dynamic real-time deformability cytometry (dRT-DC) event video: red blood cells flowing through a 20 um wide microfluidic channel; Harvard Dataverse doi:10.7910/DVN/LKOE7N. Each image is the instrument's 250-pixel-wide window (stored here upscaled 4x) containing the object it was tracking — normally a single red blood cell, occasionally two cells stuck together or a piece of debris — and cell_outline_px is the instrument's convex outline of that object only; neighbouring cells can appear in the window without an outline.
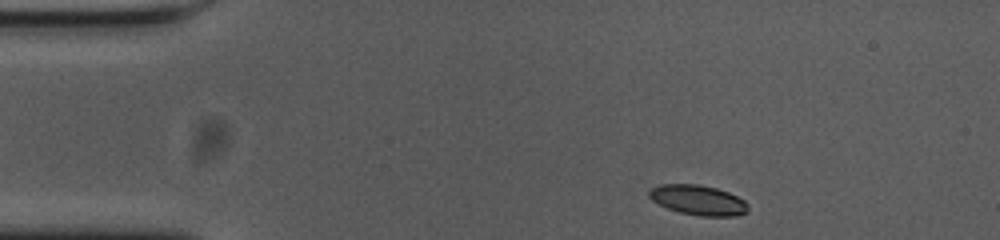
{"species": "common noctule bat (a hibernating species)", "species_latin": "Nyctalus noctula", "temperature_condition": "cold", "stored_images_in_passage": 48, "camera_frame_rate_fps": 3000, "um_per_image_px": 0.085, "animal": {"sex": "female", "body_mass_g": 23.0, "forearm_length_mm": 53.4}, "frame": {"image": 1, "passage_image": 1, "time_ms": 0.0, "image_size_px": [1000, 240], "cell_outline_px": [[748, 212], [736, 216], [700, 216], [680, 212], [668, 208], [652, 200], [648, 196], [648, 192], [652, 188], [660, 184], [696, 184], [716, 188], [728, 192], [744, 200], [748, 204]], "centroid_in_image_um": [59.36, 17.01], "position_along_channel_um": 25.6, "area_um2": 17.22}}
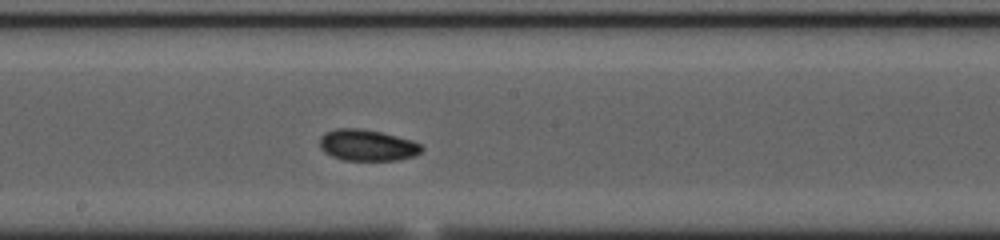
{"frame": {"image": 2, "passage_image": 22, "time_ms": 7.0, "image_size_px": [1000, 240], "cell_outline_px": [[424, 148], [416, 156], [396, 160], [344, 160], [332, 156], [324, 152], [320, 148], [320, 136], [324, 132], [336, 128], [360, 128], [380, 132], [412, 140], [420, 144]], "centroid_in_image_um": [31.2, 12.34], "position_along_channel_um": 217.0, "area_um2": 18.67}}
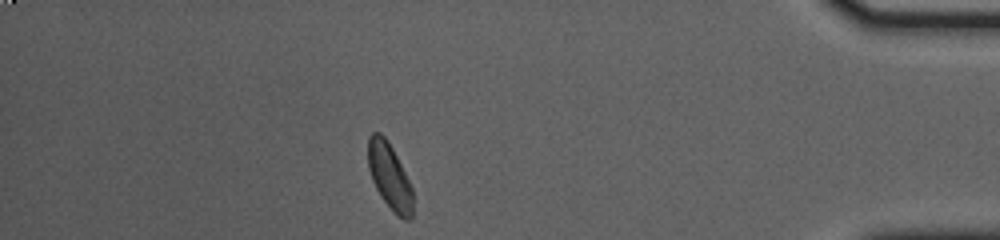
{"frame": {"image": 3, "passage_image": 41, "time_ms": 13.333, "image_size_px": [1000, 240], "cell_outline_px": [[412, 220], [404, 220], [396, 216], [384, 200], [376, 188], [372, 180], [368, 168], [368, 136], [372, 132], [380, 132], [388, 140], [412, 188]], "centroid_in_image_um": [33.1, 14.99], "position_along_channel_um": 402.1, "area_um2": 17.11}, "authors_computed_cell_mechanics": {"area_um2": 17.918, "velocity_mm_per_s": 3.6495, "shape_relaxation_time_tau1_ms": 8.0766, "shape_relaxation_time_tau2_ms": 3.8729, "deformation_change_tau1": 0.1315, "deformation_change_tau2": 0.074}}